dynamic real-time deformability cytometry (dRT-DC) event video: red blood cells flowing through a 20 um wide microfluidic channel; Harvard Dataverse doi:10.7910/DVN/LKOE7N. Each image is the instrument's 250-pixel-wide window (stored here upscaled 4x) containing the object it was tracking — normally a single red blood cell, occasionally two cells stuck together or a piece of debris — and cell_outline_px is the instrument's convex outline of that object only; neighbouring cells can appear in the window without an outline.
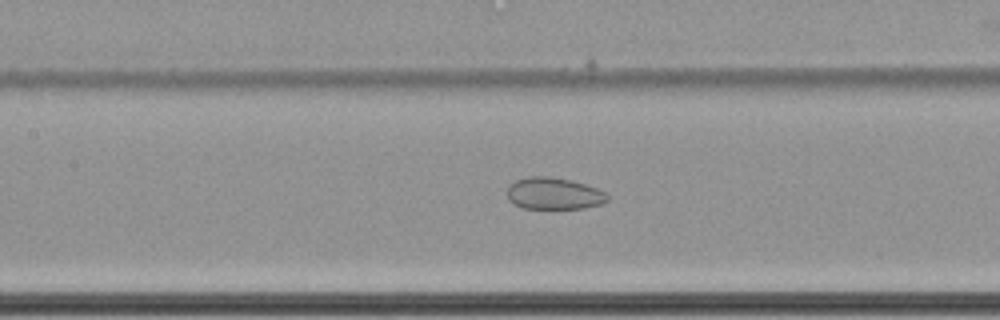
{"species": "common noctule bat (a hibernating species)", "species_latin": "Nyctalus noctula", "temperature_condition": "cold", "stored_images_in_passage": 65, "camera_frame_rate_fps": 3000, "um_per_image_px": 0.085, "animal": {"sex": "female", "body_mass_g": 22.7, "forearm_length_mm": 54.2}, "frame": {"image": 1, "passage_image": 34, "time_ms": 11.0, "image_size_px": [1000, 320], "cell_outline_px": [[608, 200], [604, 204], [584, 208], [524, 208], [508, 200], [508, 184], [516, 180], [528, 176], [548, 176], [572, 180], [596, 188], [604, 192], [608, 196]], "centroid_in_image_um": [47.08, 16.44], "position_along_channel_um": 160.3, "area_um2": 18.61}}
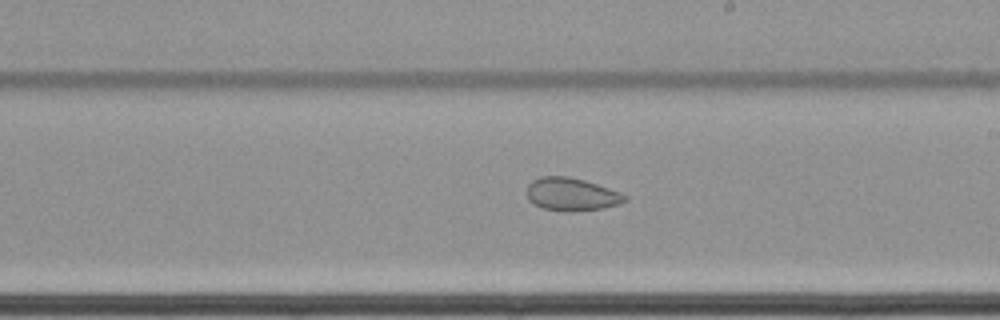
{"frame": {"image": 2, "passage_image": 41, "time_ms": 13.333, "image_size_px": [1000, 320], "cell_outline_px": [[628, 200], [620, 204], [600, 208], [572, 212], [544, 208], [532, 204], [528, 200], [528, 184], [532, 180], [540, 176], [568, 176], [584, 180], [620, 192], [628, 196]], "centroid_in_image_um": [48.58, 16.51], "position_along_channel_um": 240.4, "area_um2": 18.79}}
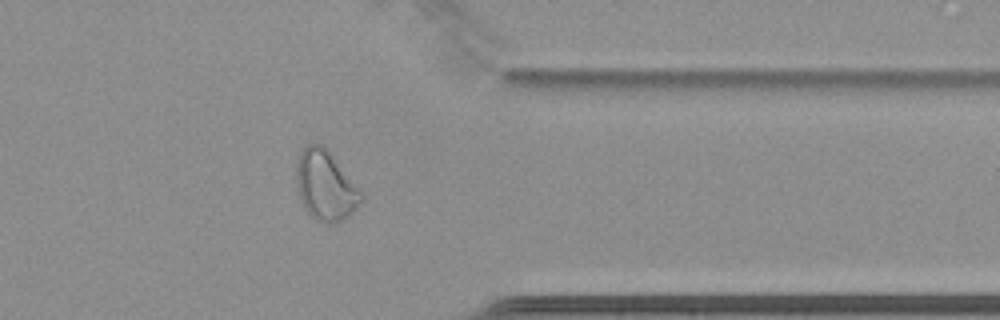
{"frame": {"image": 3, "passage_image": 54, "time_ms": 17.667, "image_size_px": [1000, 320], "cell_outline_px": [[364, 200], [348, 216], [340, 220], [328, 224], [320, 224], [308, 216], [300, 200], [296, 184], [296, 160], [300, 152], [308, 144], [320, 144], [328, 152], [364, 192]], "centroid_in_image_um": [27.65, 15.83], "position_along_channel_um": 383.7, "area_um2": 26.65}, "authors_computed_cell_mechanics": {"area_um2": 27.5128, "velocity_mm_per_s": 3.4438, "shape_relaxation_time_tau1_ms": null, "shape_relaxation_time_tau2_ms": 2.8857, "deformation_change_tau1": null, "deformation_change_tau2": 0.0767}}